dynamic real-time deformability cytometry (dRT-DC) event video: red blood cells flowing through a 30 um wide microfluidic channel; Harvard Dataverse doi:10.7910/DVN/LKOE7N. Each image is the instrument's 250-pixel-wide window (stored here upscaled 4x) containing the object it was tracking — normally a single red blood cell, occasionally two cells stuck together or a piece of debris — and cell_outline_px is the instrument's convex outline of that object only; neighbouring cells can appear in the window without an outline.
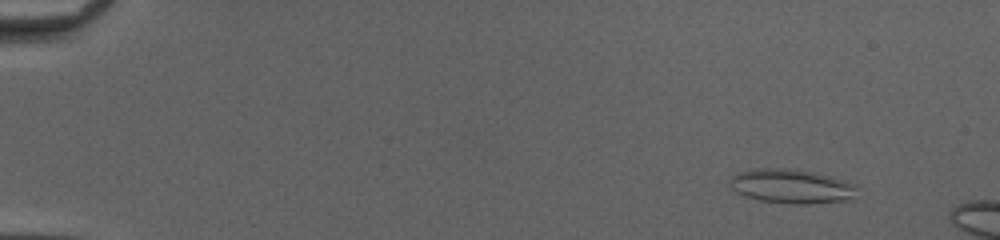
{"species": "common noctule bat (a hibernating species)", "species_latin": "Nyctalus noctula", "temperature_condition": "cold", "stored_images_in_passage": 51, "camera_frame_rate_fps": 3000, "um_per_image_px": 0.085, "animal": {"sex": "female", "body_mass_g": 20.0, "forearm_length_mm": 54.0}, "frame": {"image": 1, "passage_image": 6, "time_ms": 1.667, "image_size_px": [1000, 240], "cell_outline_px": [[856, 200], [804, 204], [792, 204], [760, 200], [744, 196], [736, 192], [728, 184], [728, 180], [736, 172], [752, 168], [788, 168], [812, 172], [844, 180], [856, 184]], "centroid_in_image_um": [67.26, 15.83], "position_along_channel_um": 17.7, "area_um2": 25.78}}
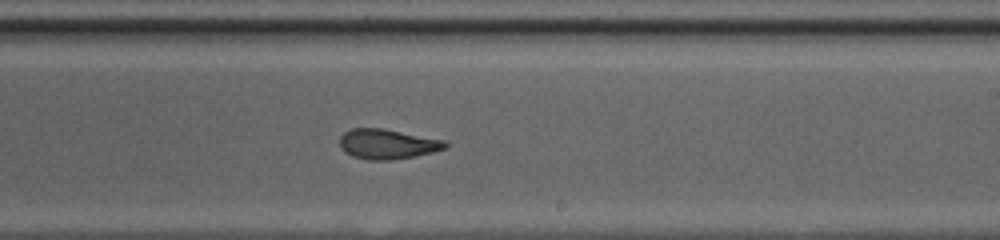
{"frame": {"image": 2, "passage_image": 33, "time_ms": 10.667, "image_size_px": [1000, 240], "cell_outline_px": [[448, 148], [416, 156], [392, 160], [368, 160], [352, 156], [344, 152], [340, 148], [340, 136], [344, 132], [352, 128], [384, 128], [444, 140], [448, 144]], "centroid_in_image_um": [32.92, 12.24], "position_along_channel_um": 256.1, "area_um2": 18.61}}
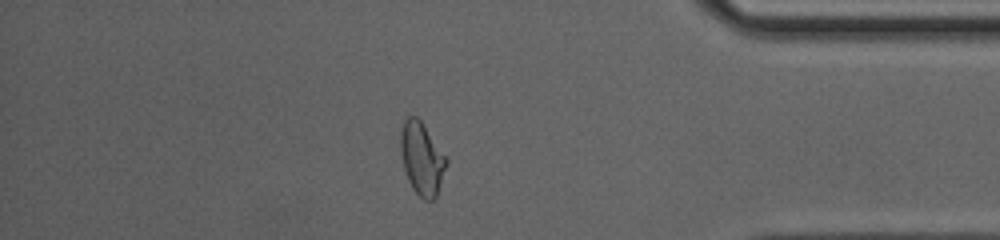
{"frame": {"image": 3, "passage_image": 45, "time_ms": 14.667, "image_size_px": [1000, 240], "cell_outline_px": [[448, 164], [436, 196], [432, 200], [424, 200], [412, 188], [408, 180], [404, 168], [400, 152], [400, 132], [404, 120], [408, 116], [416, 116], [420, 120], [448, 160]], "centroid_in_image_um": [35.84, 13.48], "position_along_channel_um": 399.4, "area_um2": 19.19}}